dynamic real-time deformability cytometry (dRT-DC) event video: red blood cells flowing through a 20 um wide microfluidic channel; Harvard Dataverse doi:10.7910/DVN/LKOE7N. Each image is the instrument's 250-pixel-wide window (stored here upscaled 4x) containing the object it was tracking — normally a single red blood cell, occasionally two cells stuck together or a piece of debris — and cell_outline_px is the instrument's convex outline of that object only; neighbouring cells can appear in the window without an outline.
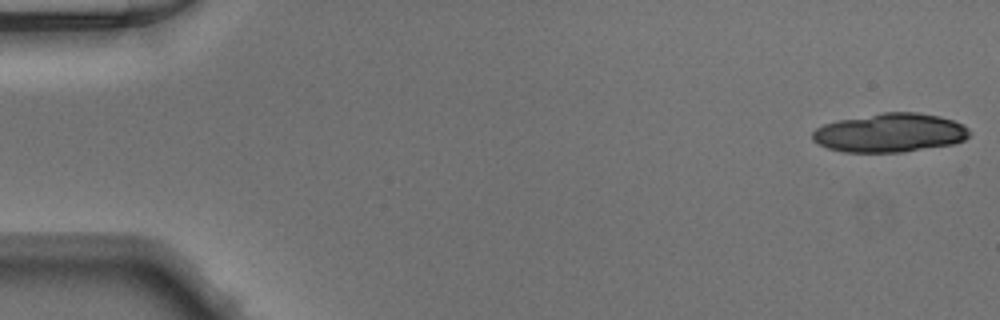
{"species": "Egyptian fruit bat (a non-hibernating species)", "species_latin": "Rousettus aegyptiacus", "temperature_condition": "warm", "stored_images_in_passage": 19, "segment_of_instrument_passage": [1, 2], "camera_frame_rate_fps": 3000, "um_per_image_px": 0.085, "animal": {"sex": "male"}, "frame": {"image": 1, "passage_image": 1, "time_ms": 0.0, "image_size_px": [1000, 320], "cell_outline_px": [[968, 136], [964, 140], [952, 144], [904, 152], [844, 152], [828, 148], [812, 140], [812, 132], [816, 128], [824, 124], [836, 120], [884, 112], [916, 112], [940, 116], [964, 124], [968, 128]], "centroid_in_image_um": [75.63, 11.28], "position_along_channel_um": 9.4, "area_um2": 35.55}}